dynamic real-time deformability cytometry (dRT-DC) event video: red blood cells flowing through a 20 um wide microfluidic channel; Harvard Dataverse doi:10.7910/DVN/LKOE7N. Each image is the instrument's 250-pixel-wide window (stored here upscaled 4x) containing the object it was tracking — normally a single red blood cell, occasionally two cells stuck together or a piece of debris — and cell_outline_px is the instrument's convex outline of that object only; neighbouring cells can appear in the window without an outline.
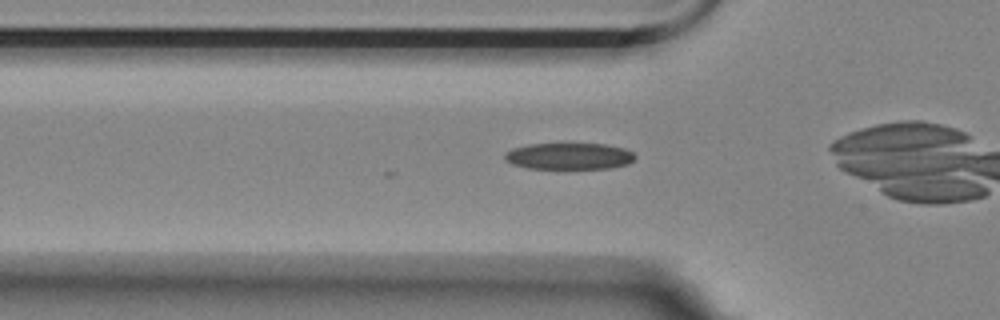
{"species": "Egyptian fruit bat (a non-hibernating species)", "species_latin": "Rousettus aegyptiacus", "temperature_condition": "room temperature", "stored_images_in_passage": 31, "camera_frame_rate_fps": 3000, "um_per_image_px": 0.085, "animal": {"sex": "female"}, "frame": {"image": 1, "passage_image": 5, "time_ms": 1.333, "image_size_px": [1000, 320], "cell_outline_px": [[636, 156], [628, 164], [608, 168], [528, 168], [512, 164], [504, 160], [504, 152], [512, 148], [528, 144], [604, 144], [624, 148], [632, 152]], "centroid_in_image_um": [48.33, 13.27], "position_along_channel_um": 77.5, "area_um2": 20.06}}
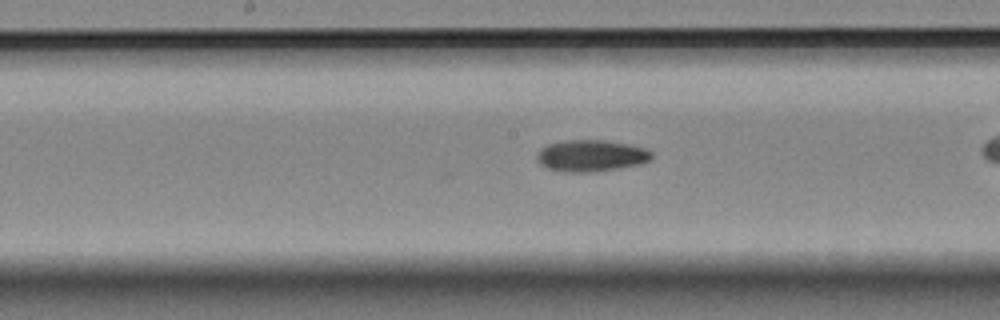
{"frame": {"image": 2, "passage_image": 15, "time_ms": 4.667, "image_size_px": [1000, 320], "cell_outline_px": [[652, 156], [648, 160], [640, 164], [616, 168], [588, 172], [568, 172], [548, 168], [540, 164], [536, 160], [536, 152], [540, 148], [548, 144], [564, 140], [604, 140], [644, 148], [652, 152]], "centroid_in_image_um": [50.17, 13.23], "position_along_channel_um": 198.0, "area_um2": 20.87}}
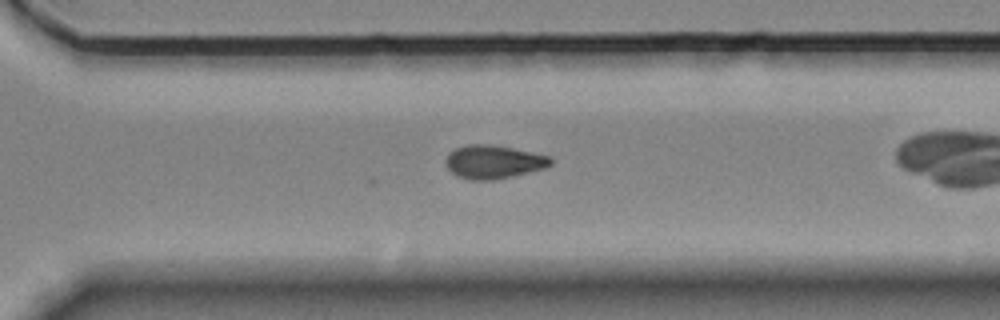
{"frame": {"image": 3, "passage_image": 26, "time_ms": 8.333, "image_size_px": [1000, 320], "cell_outline_px": [[552, 164], [544, 168], [496, 180], [468, 180], [456, 176], [448, 168], [444, 160], [448, 152], [456, 148], [468, 144], [492, 144], [552, 156]], "centroid_in_image_um": [41.92, 13.76], "position_along_channel_um": 328.7, "area_um2": 20.63}}